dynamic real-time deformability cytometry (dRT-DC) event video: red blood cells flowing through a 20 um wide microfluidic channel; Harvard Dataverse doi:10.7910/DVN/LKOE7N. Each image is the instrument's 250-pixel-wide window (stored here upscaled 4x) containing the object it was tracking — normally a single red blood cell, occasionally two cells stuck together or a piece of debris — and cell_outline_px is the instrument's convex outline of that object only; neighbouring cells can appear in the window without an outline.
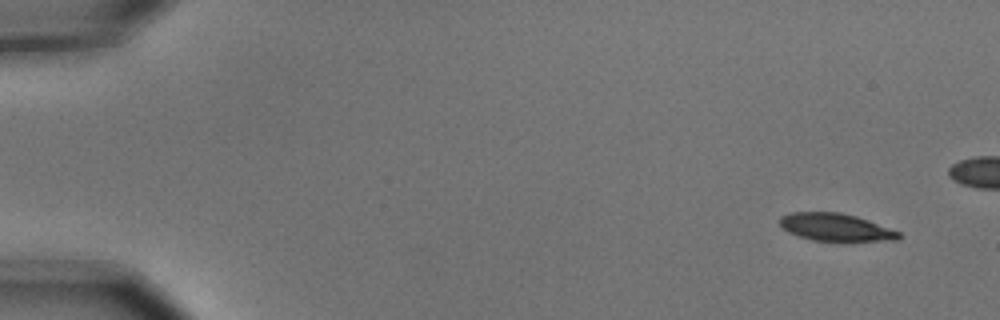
{"species": "common noctule bat (a hibernating species)", "species_latin": "Nyctalus noctula", "temperature_condition": "cold", "stored_images_in_passage": 16, "camera_frame_rate_fps": 3000, "um_per_image_px": 0.085, "animal": {"sex": "male", "body_mass_g": 15.6}, "frame": {"image": 1, "passage_image": 1, "time_ms": 0.0, "image_size_px": [1000, 320], "cell_outline_px": [[904, 236], [900, 240], [812, 240], [796, 236], [788, 232], [780, 224], [780, 216], [792, 212], [840, 212], [856, 216], [868, 220], [900, 232]], "centroid_in_image_um": [71.03, 19.3], "position_along_channel_um": 14.0, "area_um2": 18.96}}
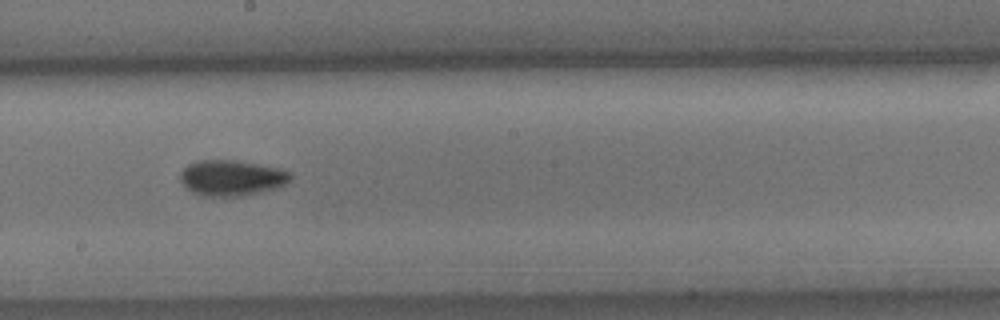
{"frame": {"image": 2, "passage_image": 10, "time_ms": 3.0, "image_size_px": [1000, 320], "cell_outline_px": [[292, 176], [284, 184], [276, 188], [260, 192], [240, 196], [204, 196], [192, 192], [180, 180], [180, 172], [188, 164], [200, 160], [236, 160], [280, 168], [292, 172]], "centroid_in_image_um": [19.69, 15.11], "position_along_channel_um": 228.5, "area_um2": 22.83}}
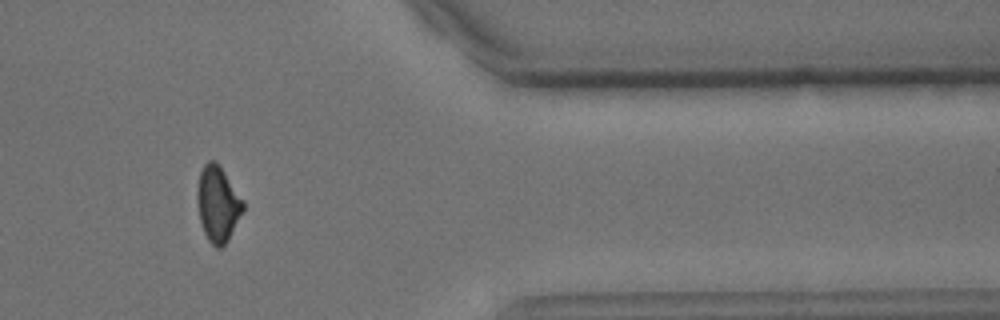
{"frame": {"image": 3, "passage_image": 14, "time_ms": 4.333, "image_size_px": [1000, 320], "cell_outline_px": [[244, 208], [228, 240], [220, 248], [216, 248], [208, 240], [204, 232], [200, 220], [196, 200], [196, 192], [200, 172], [204, 164], [208, 160], [216, 160], [244, 200]], "centroid_in_image_um": [18.5, 17.31], "position_along_channel_um": 392.9, "area_um2": 20.23}}